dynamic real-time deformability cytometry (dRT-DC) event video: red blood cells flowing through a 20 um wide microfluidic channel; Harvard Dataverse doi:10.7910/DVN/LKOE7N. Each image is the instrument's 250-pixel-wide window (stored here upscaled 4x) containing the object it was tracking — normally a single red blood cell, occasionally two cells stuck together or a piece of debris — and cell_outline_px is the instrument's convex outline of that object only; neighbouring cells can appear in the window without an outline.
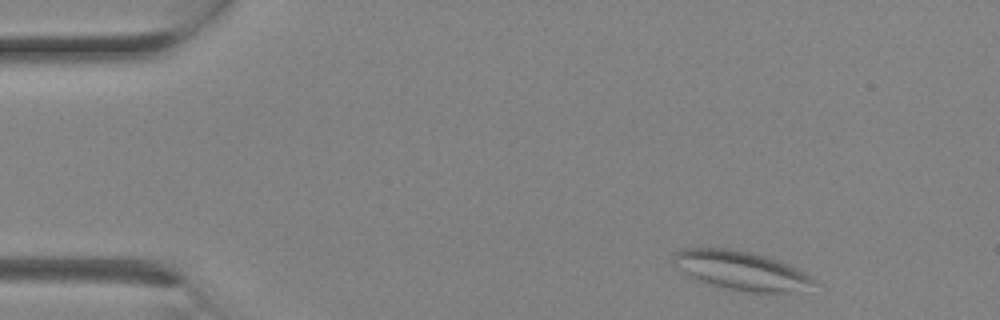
{"species": "Egyptian fruit bat (a non-hibernating species)", "species_latin": "Rousettus aegyptiacus", "temperature_condition": "room temperature", "stored_images_in_passage": 3, "camera_frame_rate_fps": 3000, "um_per_image_px": 0.085, "animal": {"sex": "female"}, "frame": {"image": 1, "passage_image": 3, "time_ms": 0.667, "image_size_px": [1000, 320], "cell_outline_px": [[816, 284], [784, 292], [752, 292], [728, 288], [712, 284], [688, 276], [672, 260], [676, 252], [680, 248], [728, 248], [748, 252], [764, 256], [788, 264], [812, 276], [816, 280]], "centroid_in_image_um": [62.97, 22.97], "position_along_channel_um": 22.0, "area_um2": 30.92}}